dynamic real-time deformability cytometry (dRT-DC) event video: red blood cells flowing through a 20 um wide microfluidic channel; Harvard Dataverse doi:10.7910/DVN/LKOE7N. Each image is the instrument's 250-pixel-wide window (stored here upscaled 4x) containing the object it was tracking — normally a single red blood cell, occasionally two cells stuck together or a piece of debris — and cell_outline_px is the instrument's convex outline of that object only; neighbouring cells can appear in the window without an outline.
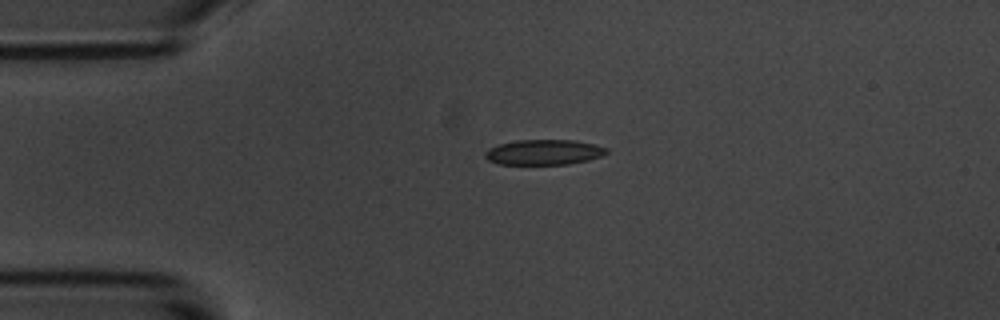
{"species": "common noctule bat (a hibernating species)", "species_latin": "Nyctalus noctula", "temperature_condition": "room temperature", "stored_images_in_passage": 44, "camera_frame_rate_fps": 3000, "um_per_image_px": 0.085, "animal": {"sex": "male", "body_mass_g": 20.1, "forearm_length_mm": 53.5}, "frame": {"image": 1, "passage_image": 1, "time_ms": 0.0, "image_size_px": [1000, 320], "cell_outline_px": [[608, 152], [600, 156], [588, 160], [568, 164], [500, 164], [488, 160], [484, 156], [484, 152], [488, 148], [500, 144], [516, 140], [572, 140], [592, 144], [608, 148]], "centroid_in_image_um": [46.2, 12.94], "position_along_channel_um": 38.8, "area_um2": 17.74}}
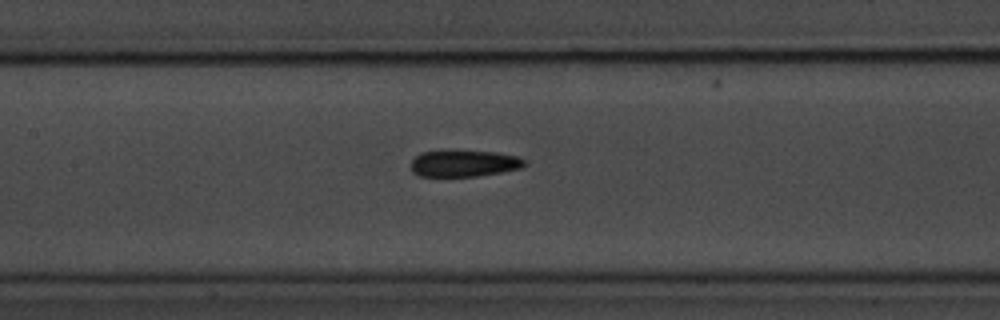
{"frame": {"image": 2, "passage_image": 14, "time_ms": 4.333, "image_size_px": [1000, 320], "cell_outline_px": [[528, 164], [520, 168], [500, 172], [476, 176], [420, 176], [412, 172], [412, 160], [420, 152], [448, 148], [496, 152], [516, 156], [528, 160]], "centroid_in_image_um": [39.43, 13.84], "position_along_channel_um": 168.0, "area_um2": 18.26}}
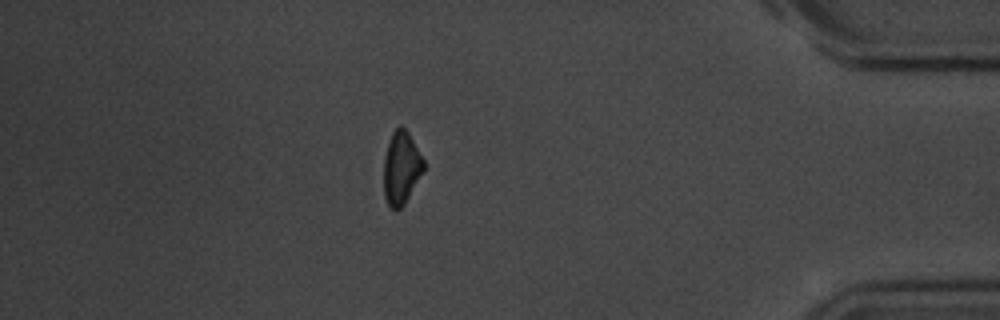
{"frame": {"image": 3, "passage_image": 37, "time_ms": 12.0, "image_size_px": [1000, 320], "cell_outline_px": [[424, 172], [404, 204], [400, 208], [392, 208], [388, 204], [384, 196], [384, 156], [392, 132], [400, 124], [408, 132], [424, 160]], "centroid_in_image_um": [34.11, 14.26], "position_along_channel_um": 401.1, "area_um2": 16.88}, "authors_computed_cell_mechanics": {"area_um2": 17.8602, "velocity_mm_per_s": 3.5715, "shape_relaxation_time_tau1_ms": 2.7817, "shape_relaxation_time_tau2_ms": null, "deformation_change_tau1": 0.0921, "deformation_change_tau2": null}}